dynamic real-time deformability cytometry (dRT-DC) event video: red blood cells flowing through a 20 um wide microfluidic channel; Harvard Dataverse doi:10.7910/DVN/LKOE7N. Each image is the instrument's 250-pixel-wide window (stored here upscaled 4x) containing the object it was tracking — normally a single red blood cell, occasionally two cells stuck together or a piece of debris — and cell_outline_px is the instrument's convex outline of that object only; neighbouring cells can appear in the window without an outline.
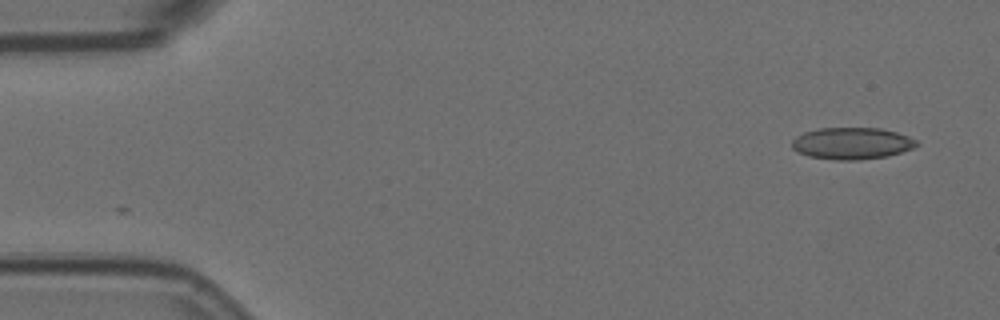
{"species": "Egyptian fruit bat (a non-hibernating species)", "species_latin": "Rousettus aegyptiacus", "temperature_condition": "room temperature", "stored_images_in_passage": 2, "camera_frame_rate_fps": 3000, "um_per_image_px": 0.085, "animal": {"sex": "female"}, "frame": {"image": 1, "passage_image": 2, "time_ms": 0.333, "image_size_px": [1000, 320], "cell_outline_px": [[920, 144], [912, 148], [888, 156], [860, 160], [836, 160], [808, 156], [792, 148], [792, 140], [796, 136], [804, 132], [820, 128], [880, 128], [896, 132], [908, 136], [916, 140]], "centroid_in_image_um": [72.41, 12.18], "position_along_channel_um": 12.6, "area_um2": 23.06}}